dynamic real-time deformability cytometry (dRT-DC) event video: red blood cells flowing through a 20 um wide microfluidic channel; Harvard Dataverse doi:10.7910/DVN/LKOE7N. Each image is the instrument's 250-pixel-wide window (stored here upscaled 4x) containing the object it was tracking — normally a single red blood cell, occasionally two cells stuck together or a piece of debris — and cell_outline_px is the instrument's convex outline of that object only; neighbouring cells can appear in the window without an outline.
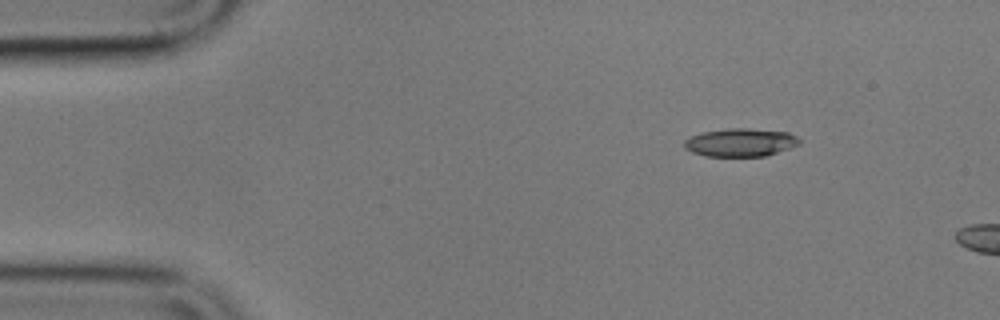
{"species": "common noctule bat (a hibernating species)", "species_latin": "Nyctalus noctula", "temperature_condition": "cold", "stored_images_in_passage": 2, "camera_frame_rate_fps": 3000, "um_per_image_px": 0.085, "animal": {"sex": "male", "body_mass_g": 17.9}, "frame": {"image": 1, "passage_image": 1, "time_ms": 0.0, "image_size_px": [1000, 320], "cell_outline_px": [[800, 144], [764, 156], [708, 156], [692, 152], [684, 148], [684, 140], [692, 136], [704, 132], [728, 128], [748, 128], [788, 132], [796, 136], [800, 140]], "centroid_in_image_um": [62.93, 12.1], "position_along_channel_um": 22.1, "area_um2": 18.67}}